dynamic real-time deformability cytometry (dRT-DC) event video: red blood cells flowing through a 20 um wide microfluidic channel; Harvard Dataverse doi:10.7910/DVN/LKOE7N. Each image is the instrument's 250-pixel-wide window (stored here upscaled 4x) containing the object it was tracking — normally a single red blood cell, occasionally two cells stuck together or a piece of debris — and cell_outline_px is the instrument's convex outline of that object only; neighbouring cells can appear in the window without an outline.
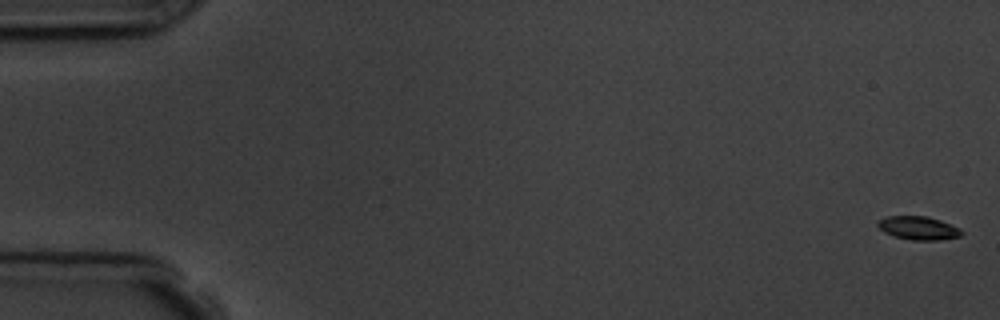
{"species": "common noctule bat (a hibernating species)", "species_latin": "Nyctalus noctula", "temperature_condition": "room temperature", "stored_images_in_passage": 6, "segment_of_instrument_passage": [1, 2], "camera_frame_rate_fps": 3000, "um_per_image_px": 0.085, "animal": {"sex": "male", "body_mass_g": 19.5, "forearm_length_mm": 54.6}, "frame": {"image": 1, "passage_image": 1, "time_ms": 0.0, "image_size_px": [1000, 320], "cell_outline_px": [[964, 232], [960, 236], [940, 240], [912, 240], [896, 236], [884, 232], [876, 224], [880, 220], [888, 216], [928, 216], [940, 220], [960, 228]], "centroid_in_image_um": [78.1, 19.38], "position_along_channel_um": 6.9, "area_um2": 11.33}}